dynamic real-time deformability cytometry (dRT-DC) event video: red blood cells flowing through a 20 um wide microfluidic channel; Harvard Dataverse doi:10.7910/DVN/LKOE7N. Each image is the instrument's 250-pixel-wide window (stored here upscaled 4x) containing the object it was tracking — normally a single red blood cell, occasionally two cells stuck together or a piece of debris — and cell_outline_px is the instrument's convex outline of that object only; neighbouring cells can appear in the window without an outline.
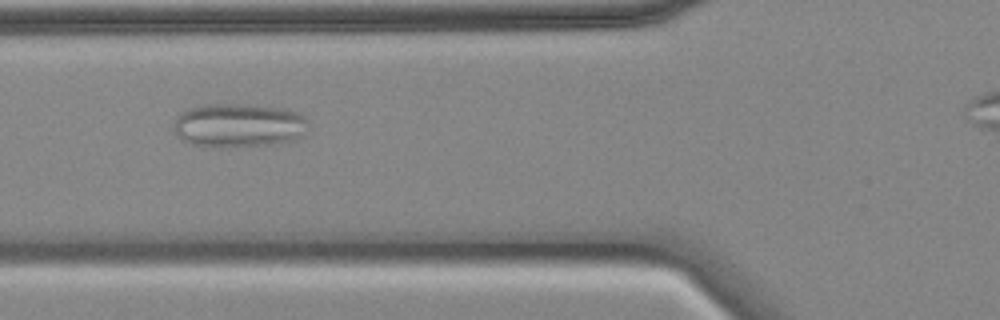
{"species": "common noctule bat (a hibernating species)", "species_latin": "Nyctalus noctula", "temperature_condition": "cold", "stored_images_in_passage": 42, "camera_frame_rate_fps": 3000, "um_per_image_px": 0.085, "animal": {"sex": "female", "body_mass_g": 18.4}, "frame": {"image": 1, "passage_image": 12, "time_ms": 3.667, "image_size_px": [1000, 320], "cell_outline_px": [[308, 120], [304, 136], [292, 140], [272, 144], [192, 144], [184, 140], [176, 132], [176, 116], [180, 112], [188, 108], [204, 104], [244, 104], [284, 108], [296, 112], [304, 116]], "centroid_in_image_um": [20.35, 10.59], "position_along_channel_um": 105.5, "area_um2": 33.35}}
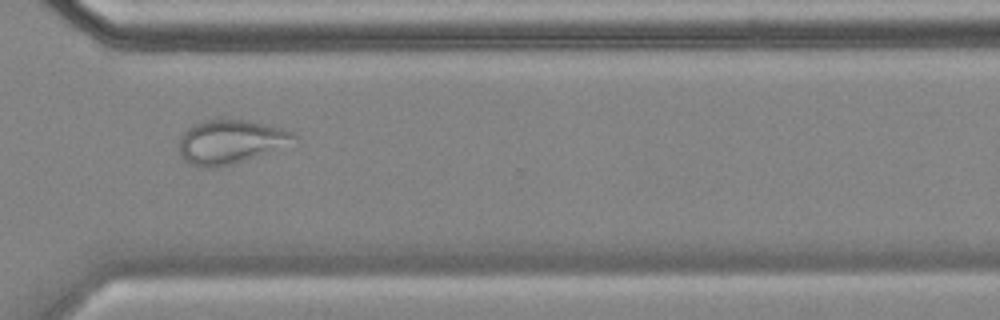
{"frame": {"image": 2, "passage_image": 33, "time_ms": 10.667, "image_size_px": [1000, 320], "cell_outline_px": [[296, 136], [252, 156], [232, 164], [216, 168], [200, 168], [188, 164], [184, 160], [180, 152], [180, 140], [184, 132], [188, 128], [204, 120], [244, 120], [264, 124], [280, 128], [292, 132]], "centroid_in_image_um": [19.38, 12.05], "position_along_channel_um": 351.2, "area_um2": 27.69}}
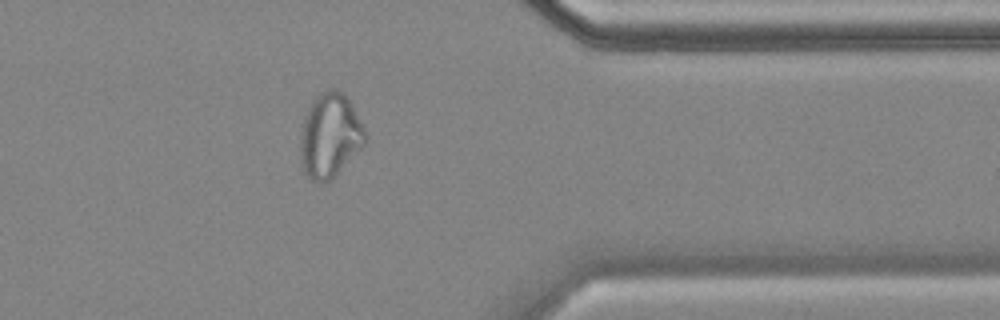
{"frame": {"image": 3, "passage_image": 37, "time_ms": 12.0, "image_size_px": [1000, 320], "cell_outline_px": [[364, 144], [328, 180], [312, 180], [304, 172], [300, 160], [300, 132], [304, 116], [316, 96], [320, 92], [328, 88], [336, 88], [348, 100], [364, 128]], "centroid_in_image_um": [27.98, 11.47], "position_along_channel_um": 383.4, "area_um2": 30.81}, "authors_computed_cell_mechanics": {"area_um2": 29.1601, "velocity_mm_per_s": 3.5031, "shape_relaxation_time_tau1_ms": null, "shape_relaxation_time_tau2_ms": 2.3751, "deformation_change_tau1": null, "deformation_change_tau2": 0.0934}}